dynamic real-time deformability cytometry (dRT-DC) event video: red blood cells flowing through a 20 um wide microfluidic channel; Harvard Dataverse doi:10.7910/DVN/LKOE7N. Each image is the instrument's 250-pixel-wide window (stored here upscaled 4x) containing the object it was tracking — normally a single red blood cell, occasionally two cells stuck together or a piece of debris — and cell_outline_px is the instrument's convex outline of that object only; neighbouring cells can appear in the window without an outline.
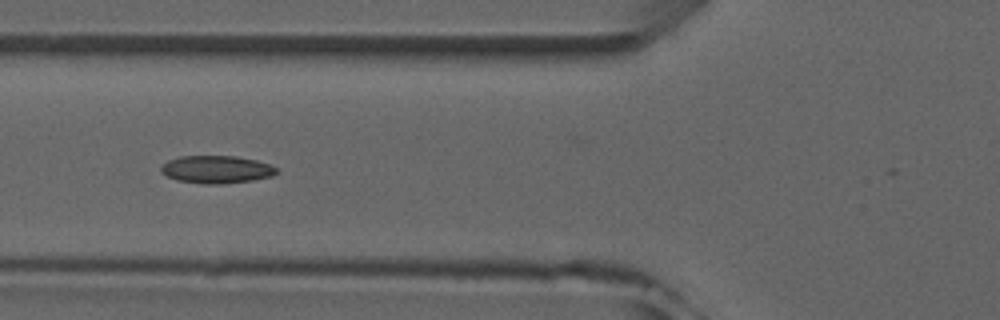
{"species": "common noctule bat (a hibernating species)", "species_latin": "Nyctalus noctula", "temperature_condition": "room temperature", "stored_images_in_passage": 6, "camera_frame_rate_fps": 3000, "um_per_image_px": 0.085, "animal": {"sex": "male", "forearm_length_mm": 52.5}, "frame": {"image": 1, "passage_image": 2, "time_ms": 1.0, "image_size_px": [1000, 320], "cell_outline_px": [[276, 172], [272, 176], [252, 180], [220, 184], [204, 184], [176, 180], [160, 172], [160, 168], [168, 160], [180, 156], [236, 156], [256, 160], [268, 164], [276, 168]], "centroid_in_image_um": [18.37, 14.4], "position_along_channel_um": 107.4, "area_um2": 18.5}}
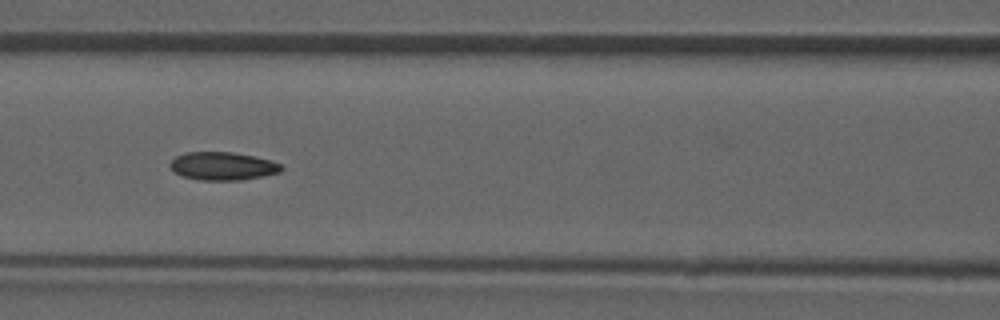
{"frame": {"image": 2, "passage_image": 3, "time_ms": 2.0, "image_size_px": [1000, 320], "cell_outline_px": [[284, 168], [280, 172], [240, 180], [200, 180], [184, 176], [176, 172], [168, 164], [176, 156], [184, 152], [232, 152], [272, 160], [280, 164]], "centroid_in_image_um": [18.93, 14.11], "position_along_channel_um": 147.7, "area_um2": 18.03}}